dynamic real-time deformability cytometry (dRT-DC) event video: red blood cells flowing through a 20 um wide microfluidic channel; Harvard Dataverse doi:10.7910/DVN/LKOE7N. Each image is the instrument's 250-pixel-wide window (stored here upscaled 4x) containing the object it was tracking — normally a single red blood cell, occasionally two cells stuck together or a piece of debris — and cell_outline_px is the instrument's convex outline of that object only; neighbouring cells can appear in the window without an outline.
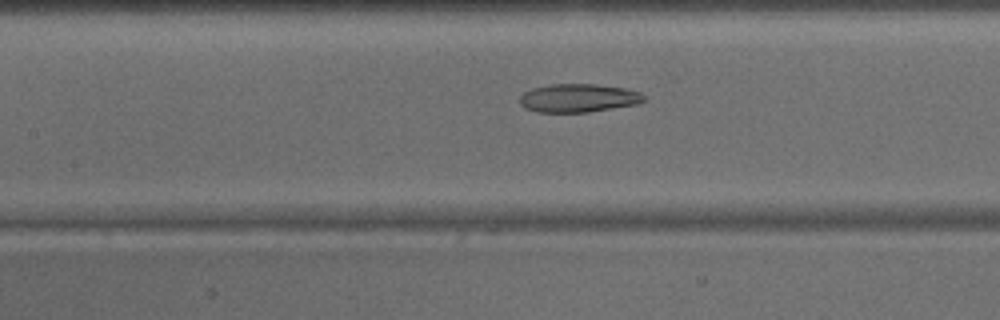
{"species": "common noctule bat (a hibernating species)", "species_latin": "Nyctalus noctula", "temperature_condition": "warm", "stored_images_in_passage": 33, "camera_frame_rate_fps": 3000, "um_per_image_px": 0.085, "animal": {"sex": "male", "body_mass_g": 15.6}, "frame": {"image": 1, "passage_image": 7, "time_ms": 2.0, "image_size_px": [1000, 320], "cell_outline_px": [[644, 100], [636, 104], [588, 112], [536, 112], [524, 108], [520, 104], [520, 96], [524, 92], [532, 88], [548, 84], [596, 84], [624, 88], [640, 92], [644, 96]], "centroid_in_image_um": [49.11, 8.33], "position_along_channel_um": 158.3, "area_um2": 20.52}}
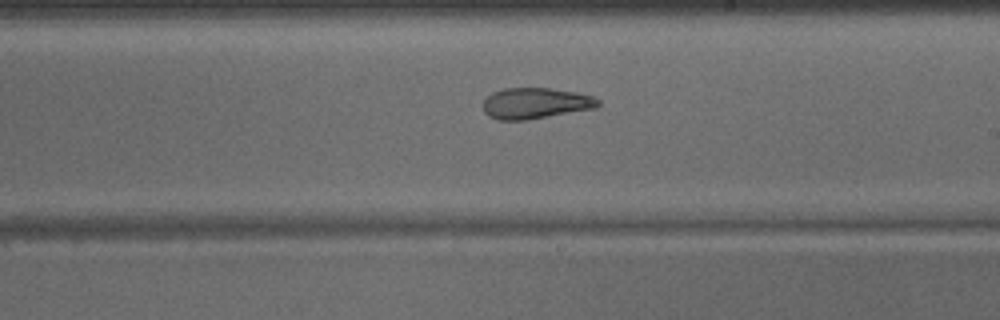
{"frame": {"image": 2, "passage_image": 13, "time_ms": 4.0, "image_size_px": [1000, 320], "cell_outline_px": [[600, 104], [596, 108], [528, 120], [500, 120], [488, 116], [484, 112], [484, 100], [492, 92], [504, 88], [552, 88], [576, 92], [592, 96], [600, 100]], "centroid_in_image_um": [45.53, 8.78], "position_along_channel_um": 243.5, "area_um2": 20.87}}
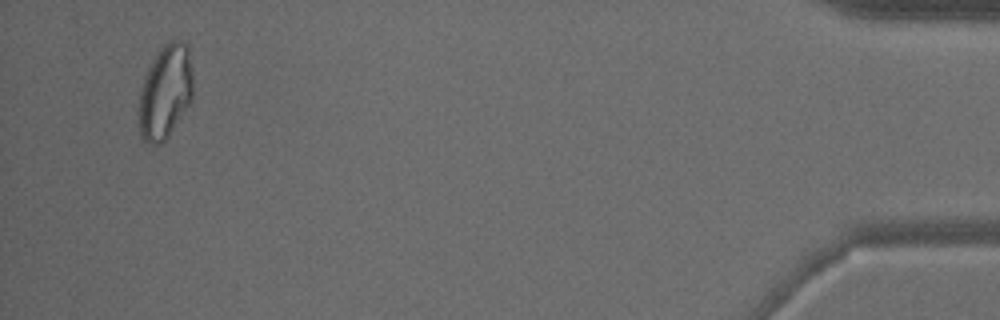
{"frame": {"image": 3, "passage_image": 31, "time_ms": 10.0, "image_size_px": [1000, 320], "cell_outline_px": [[192, 100], [168, 136], [160, 144], [152, 144], [144, 140], [140, 136], [136, 120], [136, 108], [140, 88], [144, 76], [156, 52], [168, 40], [180, 40], [188, 44], [192, 72]], "centroid_in_image_um": [14.0, 7.81], "position_along_channel_um": 421.2, "area_um2": 30.46}}